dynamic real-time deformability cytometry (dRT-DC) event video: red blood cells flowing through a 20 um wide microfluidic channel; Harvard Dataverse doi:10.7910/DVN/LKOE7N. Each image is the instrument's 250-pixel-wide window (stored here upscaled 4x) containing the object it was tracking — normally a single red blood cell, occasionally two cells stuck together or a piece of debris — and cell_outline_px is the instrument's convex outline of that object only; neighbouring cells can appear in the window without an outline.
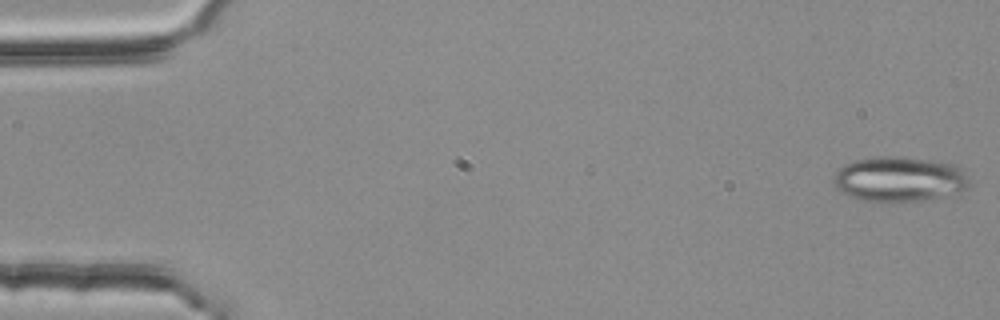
{"species": "common noctule bat (a hibernating species)", "species_latin": "Nyctalus noctula", "temperature_condition": "room temperature", "stored_images_in_passage": 55, "segment_of_instrument_passage": [1, 2], "camera_frame_rate_fps": 3000, "um_per_image_px": 0.085, "animal": {"sex": "female", "body_mass_g": 25.1}, "frame": {"image": 1, "passage_image": 1, "time_ms": 0.0, "image_size_px": [1000, 320], "cell_outline_px": [[968, 184], [964, 188], [944, 196], [920, 200], [884, 204], [880, 204], [860, 200], [840, 192], [836, 188], [832, 180], [832, 176], [844, 164], [856, 160], [876, 156], [904, 156], [956, 164], [964, 168], [968, 176]], "centroid_in_image_um": [76.39, 15.23], "position_along_channel_um": 8.6, "area_um2": 36.36}}
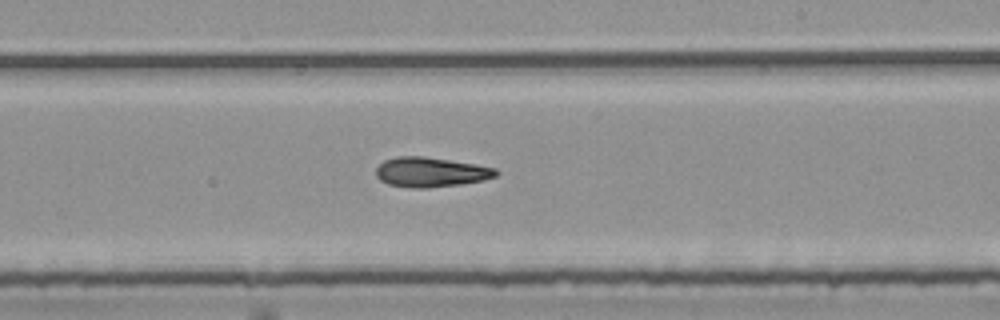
{"frame": {"image": 2, "passage_image": 32, "time_ms": 10.333, "image_size_px": [1000, 320], "cell_outline_px": [[500, 172], [496, 176], [484, 180], [460, 184], [428, 188], [412, 188], [388, 184], [380, 180], [376, 176], [376, 168], [384, 160], [396, 156], [424, 156], [476, 164], [496, 168]], "centroid_in_image_um": [36.62, 14.63], "position_along_channel_um": 252.4, "area_um2": 20.92}}
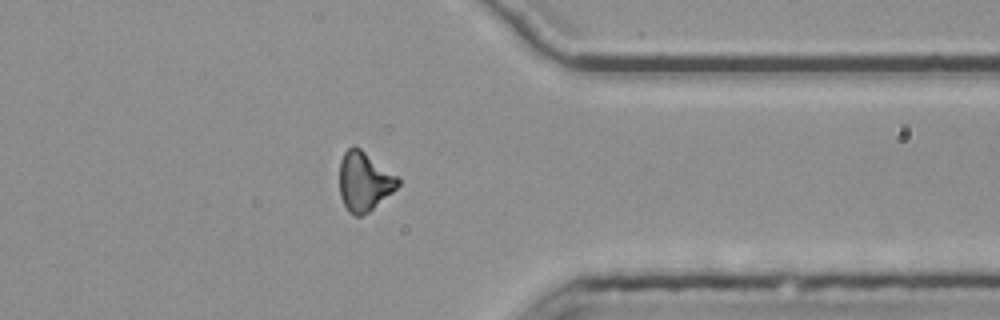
{"frame": {"image": 3, "passage_image": 43, "time_ms": 14.0, "image_size_px": [1000, 320], "cell_outline_px": [[400, 184], [392, 192], [368, 212], [360, 216], [356, 216], [348, 212], [340, 196], [340, 160], [344, 152], [352, 144], [360, 148], [396, 176], [400, 180]], "centroid_in_image_um": [30.93, 15.42], "position_along_channel_um": 380.5, "area_um2": 19.88}}